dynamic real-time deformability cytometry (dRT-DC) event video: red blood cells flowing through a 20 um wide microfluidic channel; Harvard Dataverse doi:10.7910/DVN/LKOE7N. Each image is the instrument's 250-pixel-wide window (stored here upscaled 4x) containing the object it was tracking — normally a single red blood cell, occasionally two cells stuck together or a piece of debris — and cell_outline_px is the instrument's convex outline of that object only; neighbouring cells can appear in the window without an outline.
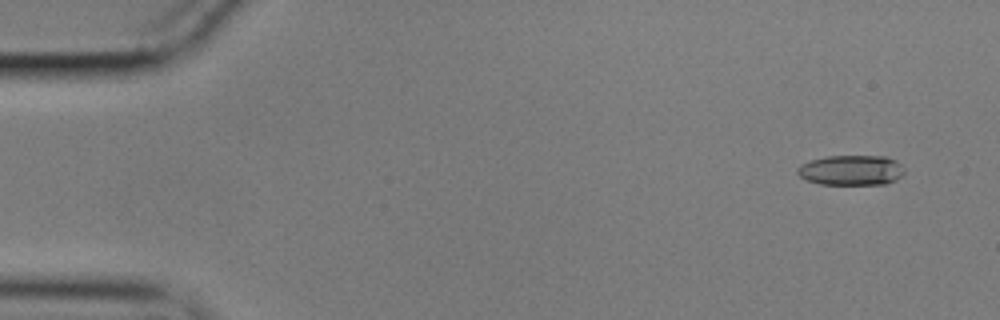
{"species": "common noctule bat (a hibernating species)", "species_latin": "Nyctalus noctula", "temperature_condition": "cold", "stored_images_in_passage": 57, "camera_frame_rate_fps": 3000, "um_per_image_px": 0.085, "animal": {"sex": "male", "body_mass_g": 17.9}, "frame": {"image": 1, "passage_image": 4, "time_ms": 1.0, "image_size_px": [1000, 320], "cell_outline_px": [[904, 172], [896, 180], [884, 184], [820, 184], [808, 180], [800, 176], [796, 172], [796, 168], [800, 164], [812, 160], [828, 156], [888, 156], [896, 160], [904, 168]], "centroid_in_image_um": [72.36, 14.46], "position_along_channel_um": 12.6, "area_um2": 18.79}}
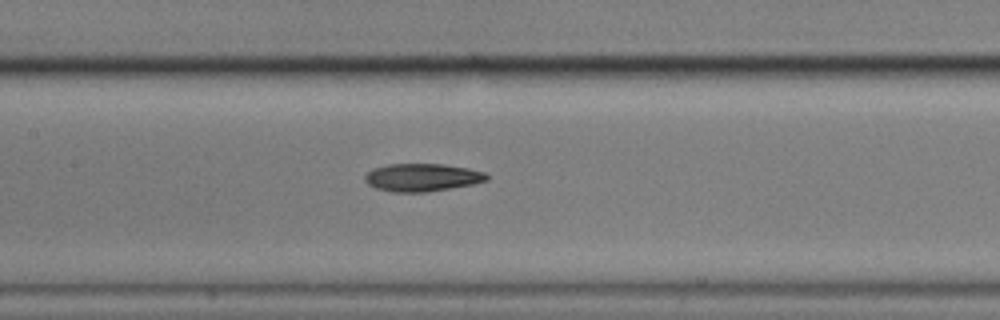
{"frame": {"image": 2, "passage_image": 27, "time_ms": 8.667, "image_size_px": [1000, 320], "cell_outline_px": [[488, 180], [472, 184], [424, 192], [392, 192], [376, 188], [368, 184], [364, 180], [364, 176], [372, 168], [388, 164], [444, 164], [468, 168], [484, 172], [488, 176]], "centroid_in_image_um": [35.85, 15.07], "position_along_channel_um": 171.6, "area_um2": 19.65}}
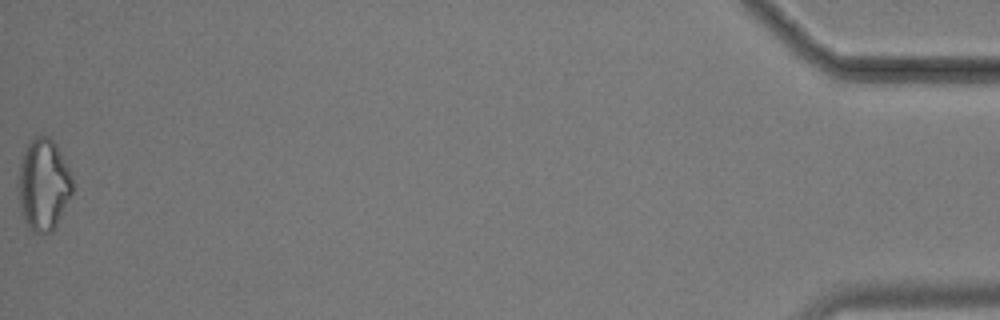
{"frame": {"image": 3, "passage_image": 57, "time_ms": 18.667, "image_size_px": [1000, 320], "cell_outline_px": [[72, 192], [52, 232], [32, 232], [28, 228], [20, 212], [16, 184], [20, 164], [24, 152], [32, 136], [48, 136], [56, 144], [72, 176]], "centroid_in_image_um": [3.65, 15.7], "position_along_channel_um": 431.6, "area_um2": 29.02}, "authors_computed_cell_mechanics": {"area_um2": 19.652, "velocity_mm_per_s": 3.5573, "shape_relaxation_time_tau1_ms": 6.2588, "shape_relaxation_time_tau2_ms": 4.1008, "deformation_change_tau1": 0.167, "deformation_change_tau2": 0.1345}}